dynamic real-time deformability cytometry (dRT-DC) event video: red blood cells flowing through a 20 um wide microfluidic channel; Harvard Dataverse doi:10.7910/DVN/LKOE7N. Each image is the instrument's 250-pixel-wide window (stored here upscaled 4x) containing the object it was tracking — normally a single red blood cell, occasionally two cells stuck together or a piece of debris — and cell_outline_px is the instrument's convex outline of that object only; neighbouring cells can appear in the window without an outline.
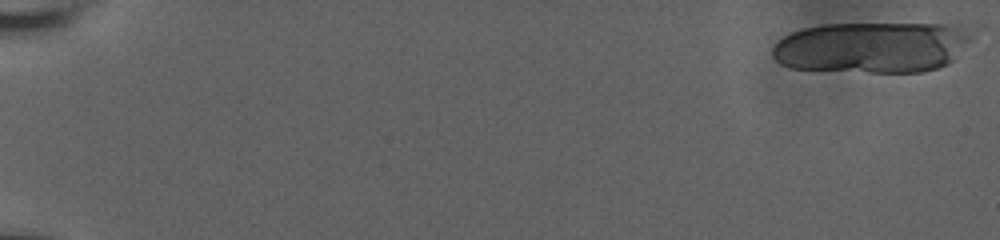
{"species": "human", "species_latin": "Homo sapiens", "temperature_condition": "room temperature", "stored_images_in_passage": 26, "camera_frame_rate_fps": 3000, "um_per_image_px": 0.085, "donor": {"sex": "male"}, "frame": {"image": 1, "passage_image": 1, "time_ms": 0.0, "image_size_px": [1000, 240], "cell_outline_px": [[968, 40], [956, 60], [948, 64], [924, 72], [868, 72], [792, 68], [780, 64], [772, 56], [772, 48], [784, 36], [792, 32], [804, 28], [824, 24], [960, 24], [968, 36]], "centroid_in_image_um": [74.11, 4.02], "position_along_channel_um": 10.9, "area_um2": 59.19}}
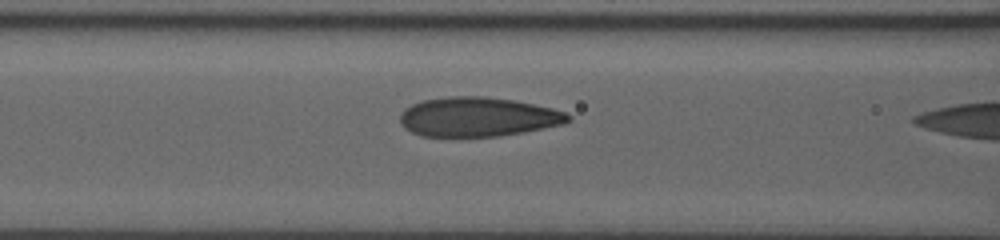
{"frame": {"image": 2, "passage_image": 25, "time_ms": 8.0, "image_size_px": [1000, 240], "cell_outline_px": [[572, 120], [564, 124], [524, 132], [500, 136], [420, 136], [404, 128], [400, 120], [400, 112], [404, 108], [412, 104], [424, 100], [448, 96], [484, 96], [512, 100], [552, 108], [564, 112], [572, 116]], "centroid_in_image_um": [40.62, 9.93], "position_along_channel_um": 126.0, "area_um2": 38.61}}